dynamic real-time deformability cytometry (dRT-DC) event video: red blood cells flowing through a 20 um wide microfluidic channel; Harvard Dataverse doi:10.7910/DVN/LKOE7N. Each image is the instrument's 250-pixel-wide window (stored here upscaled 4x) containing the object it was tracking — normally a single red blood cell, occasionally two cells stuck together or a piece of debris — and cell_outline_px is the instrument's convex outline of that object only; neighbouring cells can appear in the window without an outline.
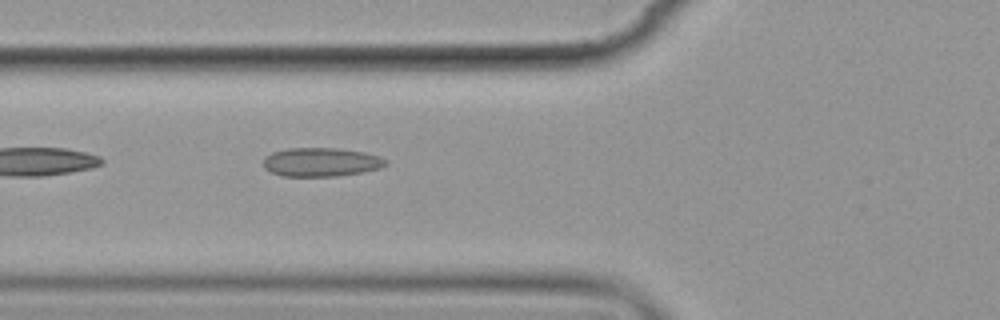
{"species": "common noctule bat (a hibernating species)", "species_latin": "Nyctalus noctula", "temperature_condition": "cold", "stored_images_in_passage": 2, "camera_frame_rate_fps": 3000, "um_per_image_px": 0.085, "animal": {"sex": "female", "body_mass_g": 19.9}, "frame": {"image": 1, "passage_image": 2, "time_ms": 1.333, "image_size_px": [1000, 320], "cell_outline_px": [[388, 164], [380, 168], [364, 172], [336, 176], [284, 176], [272, 172], [264, 168], [264, 156], [272, 152], [288, 148], [340, 148], [364, 152], [380, 156], [388, 160]], "centroid_in_image_um": [27.32, 13.77], "position_along_channel_um": 98.5, "area_um2": 20.69}}